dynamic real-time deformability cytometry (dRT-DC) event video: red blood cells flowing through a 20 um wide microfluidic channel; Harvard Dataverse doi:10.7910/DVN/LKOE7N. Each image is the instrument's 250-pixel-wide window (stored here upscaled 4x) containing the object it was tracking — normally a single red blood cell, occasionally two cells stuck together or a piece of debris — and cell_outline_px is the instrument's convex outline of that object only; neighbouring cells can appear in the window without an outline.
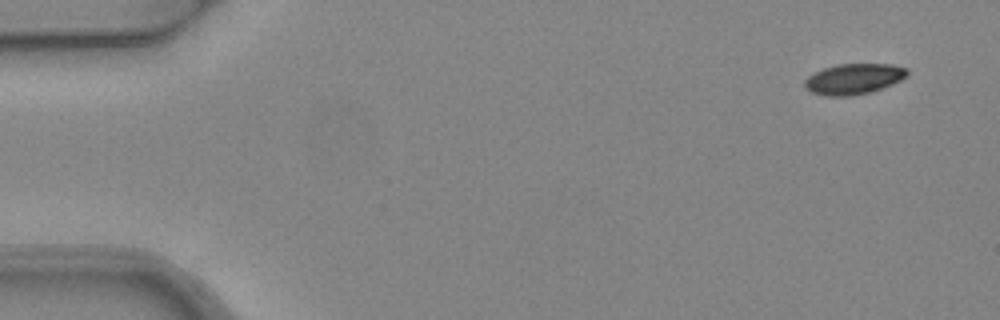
{"species": "common noctule bat (a hibernating species)", "species_latin": "Nyctalus noctula", "temperature_condition": "warm", "stored_images_in_passage": 4, "camera_frame_rate_fps": 3000, "um_per_image_px": 0.085, "animal": {"sex": "female", "body_mass_g": 24.6, "forearm_length_mm": 56.2}, "frame": {"image": 1, "passage_image": 1, "time_ms": 0.0, "image_size_px": [1000, 320], "cell_outline_px": [[908, 76], [892, 84], [868, 92], [852, 96], [828, 96], [812, 92], [804, 88], [804, 80], [808, 76], [824, 68], [836, 64], [892, 64], [908, 68]], "centroid_in_image_um": [72.56, 6.7], "position_along_channel_um": 12.4, "area_um2": 18.26}}
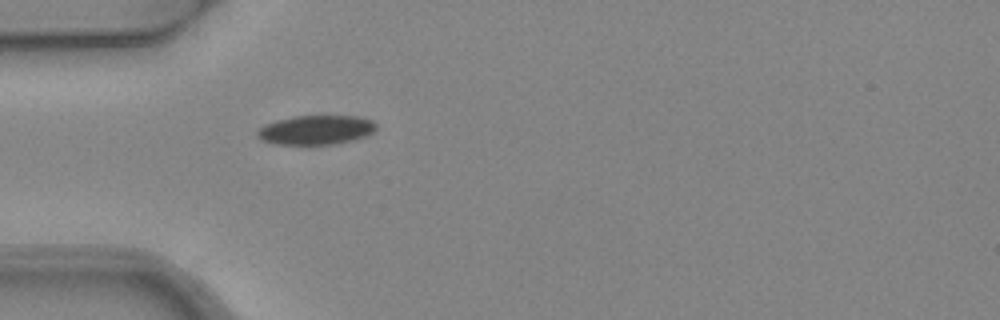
{"frame": {"image": 2, "passage_image": 4, "time_ms": 1.0, "image_size_px": [1000, 320], "cell_outline_px": [[376, 128], [372, 132], [364, 136], [352, 140], [332, 144], [276, 144], [260, 140], [256, 136], [256, 132], [264, 124], [276, 120], [292, 116], [356, 116], [372, 120], [376, 124]], "centroid_in_image_um": [26.81, 11.04], "position_along_channel_um": 58.2, "area_um2": 20.23}}